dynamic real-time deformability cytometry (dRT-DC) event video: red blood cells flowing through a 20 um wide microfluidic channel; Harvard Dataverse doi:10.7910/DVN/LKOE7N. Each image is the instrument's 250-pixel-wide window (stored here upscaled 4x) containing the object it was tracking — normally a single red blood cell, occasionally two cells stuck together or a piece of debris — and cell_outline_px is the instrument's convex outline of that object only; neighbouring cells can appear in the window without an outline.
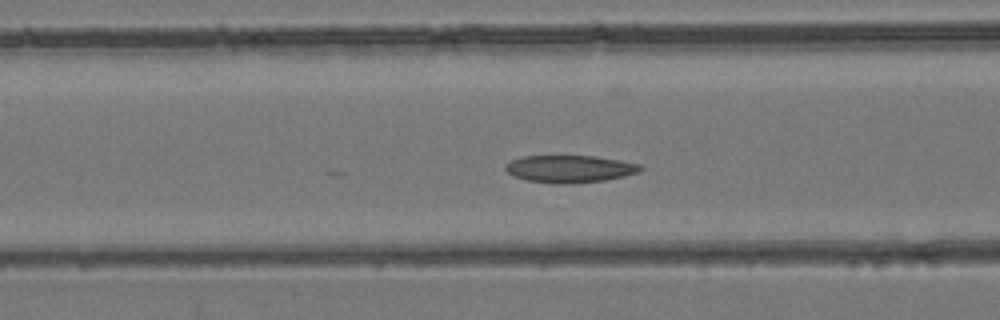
{"species": "common noctule bat (a hibernating species)", "species_latin": "Nyctalus noctula", "temperature_condition": "room temperature", "stored_images_in_passage": 20, "camera_frame_rate_fps": 3000, "um_per_image_px": 0.085, "animal": {"sex": "female", "body_mass_g": 24.6, "forearm_length_mm": 56.2}, "frame": {"image": 1, "passage_image": 16, "time_ms": 5.0, "image_size_px": [1000, 320], "cell_outline_px": [[644, 168], [640, 172], [624, 176], [604, 180], [568, 184], [556, 184], [528, 180], [512, 176], [504, 168], [504, 164], [520, 156], [592, 156], [620, 160], [640, 164]], "centroid_in_image_um": [48.41, 14.35], "position_along_channel_um": 118.2, "area_um2": 21.56}}
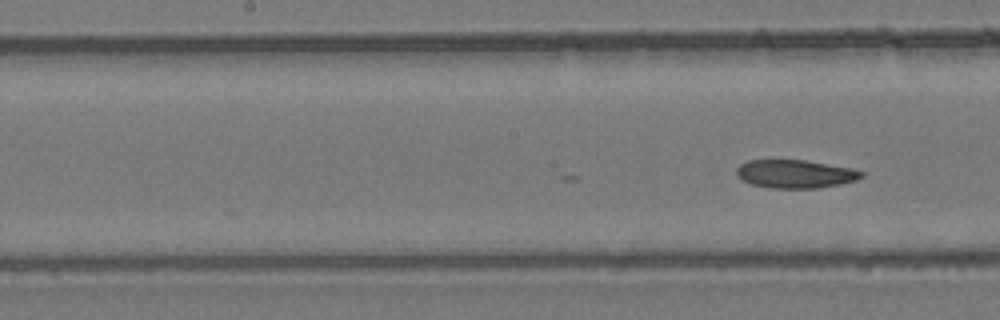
{"frame": {"image": 2, "passage_image": 20, "time_ms": 6.333, "image_size_px": [1000, 320], "cell_outline_px": [[864, 176], [856, 180], [840, 184], [816, 188], [772, 188], [752, 184], [744, 180], [736, 172], [736, 168], [740, 164], [748, 160], [804, 160], [852, 168], [864, 172]], "centroid_in_image_um": [67.62, 14.78], "position_along_channel_um": 180.6, "area_um2": 20.4}}